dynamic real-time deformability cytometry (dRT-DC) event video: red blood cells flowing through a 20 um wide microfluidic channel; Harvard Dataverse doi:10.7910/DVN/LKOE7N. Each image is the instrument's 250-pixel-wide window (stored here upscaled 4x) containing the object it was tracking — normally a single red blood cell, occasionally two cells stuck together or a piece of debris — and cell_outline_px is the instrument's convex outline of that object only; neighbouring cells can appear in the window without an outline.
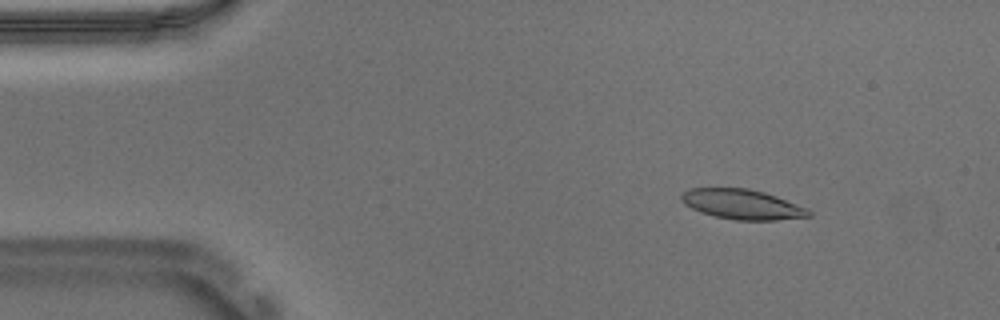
{"species": "Egyptian fruit bat (a non-hibernating species)", "species_latin": "Rousettus aegyptiacus", "temperature_condition": "warm", "stored_images_in_passage": 55, "camera_frame_rate_fps": 3000, "um_per_image_px": 0.085, "animal": {"sex": "male"}, "frame": {"image": 1, "passage_image": 7, "time_ms": 2.0, "image_size_px": [1000, 320], "cell_outline_px": [[812, 216], [776, 220], [736, 220], [716, 216], [700, 212], [684, 204], [680, 200], [680, 196], [688, 188], [748, 188], [764, 192], [776, 196], [808, 208], [812, 212]], "centroid_in_image_um": [63.09, 17.36], "position_along_channel_um": 21.9, "area_um2": 22.25}}
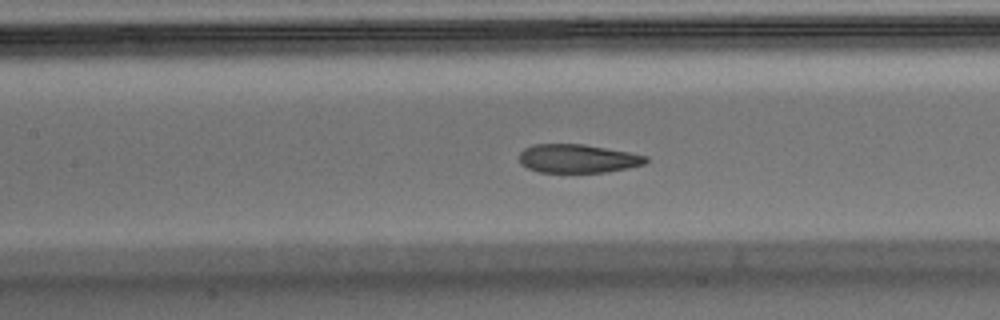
{"frame": {"image": 2, "passage_image": 24, "time_ms": 7.667, "image_size_px": [1000, 320], "cell_outline_px": [[648, 160], [644, 164], [628, 168], [608, 172], [540, 172], [528, 168], [520, 164], [520, 152], [524, 148], [532, 144], [584, 144], [632, 152], [648, 156]], "centroid_in_image_um": [49.13, 13.47], "position_along_channel_um": 158.3, "area_um2": 21.27}}
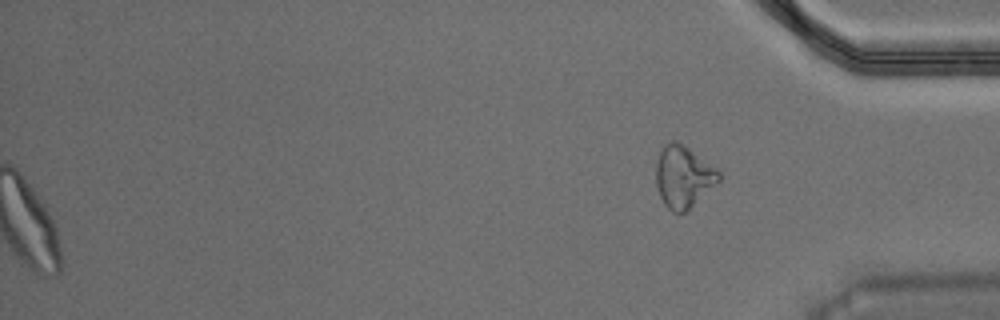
{"frame": {"image": 3, "passage_image": 55, "time_ms": 18.0, "image_size_px": [1000, 320], "cell_outline_px": [[720, 180], [684, 212], [672, 212], [664, 204], [660, 196], [656, 184], [656, 160], [664, 144], [672, 140], [688, 148], [716, 168], [720, 172]], "centroid_in_image_um": [58.05, 15.01], "position_along_channel_um": 377.1, "area_um2": 22.14}, "authors_computed_cell_mechanics": {"area_um2": 22.7154, "velocity_mm_per_s": 3.6769, "shape_relaxation_time_tau1_ms": 7.3748, "shape_relaxation_time_tau2_ms": 1.7587, "deformation_change_tau1": 0.2014, "deformation_change_tau2": 0.0832}}